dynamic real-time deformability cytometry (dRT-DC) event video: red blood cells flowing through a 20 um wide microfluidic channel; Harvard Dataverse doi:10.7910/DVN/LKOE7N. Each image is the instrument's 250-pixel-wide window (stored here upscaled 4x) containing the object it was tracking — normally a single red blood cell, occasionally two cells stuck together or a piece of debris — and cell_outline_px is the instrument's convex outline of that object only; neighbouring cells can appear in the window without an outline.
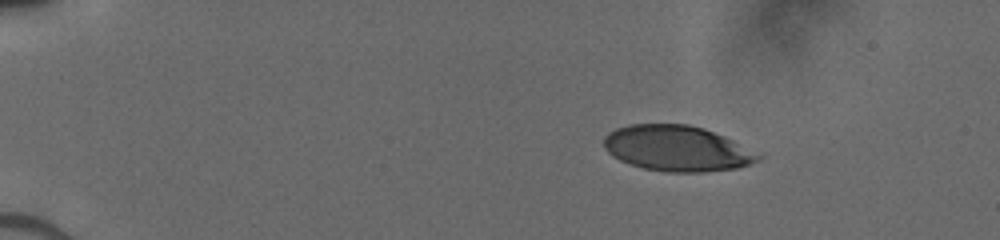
{"species": "human", "species_latin": "Homo sapiens", "temperature_condition": "cold", "stored_images_in_passage": 43, "camera_frame_rate_fps": 3000, "um_per_image_px": 0.085, "donor": {"sex": "male"}, "frame": {"image": 1, "passage_image": 1, "time_ms": 0.0, "image_size_px": [1000, 240], "cell_outline_px": [[764, 156], [760, 160], [736, 168], [700, 172], [668, 172], [644, 168], [620, 160], [612, 156], [604, 148], [604, 136], [608, 132], [616, 128], [628, 124], [688, 124], [704, 128], [724, 136]], "centroid_in_image_um": [57.52, 12.6], "position_along_channel_um": 27.5, "area_um2": 40.92}}
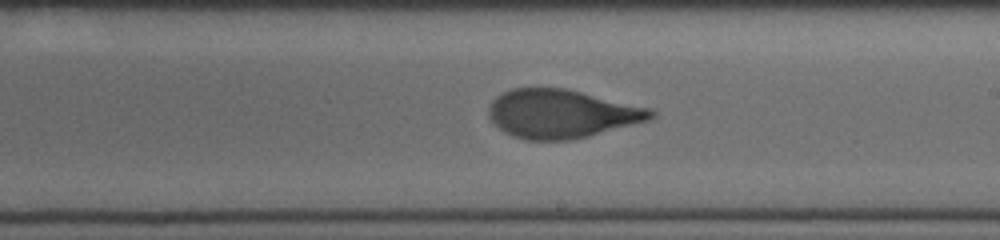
{"frame": {"image": 2, "passage_image": 24, "time_ms": 7.667, "image_size_px": [1000, 240], "cell_outline_px": [[656, 116], [648, 120], [588, 136], [572, 140], [528, 140], [512, 136], [504, 132], [488, 116], [488, 108], [492, 100], [496, 96], [512, 88], [568, 88], [648, 108], [656, 112]], "centroid_in_image_um": [47.7, 9.66], "position_along_channel_um": 241.3, "area_um2": 45.72}}
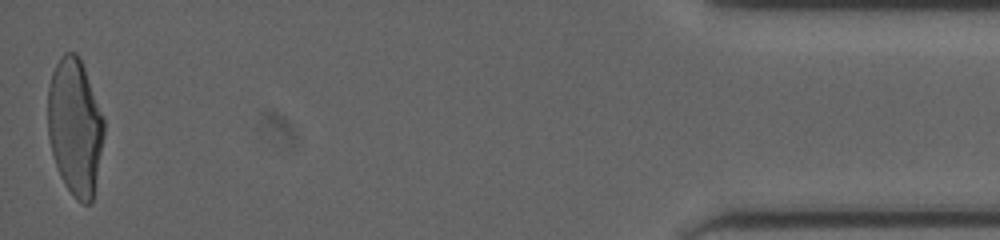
{"frame": {"image": 3, "passage_image": 43, "time_ms": 14.0, "image_size_px": [1000, 240], "cell_outline_px": [[104, 136], [92, 200], [88, 204], [84, 204], [64, 184], [60, 176], [52, 152], [48, 136], [48, 88], [52, 72], [60, 56], [64, 52], [76, 52], [84, 68], [104, 116]], "centroid_in_image_um": [6.37, 10.73], "position_along_channel_um": 428.8, "area_um2": 44.33}}